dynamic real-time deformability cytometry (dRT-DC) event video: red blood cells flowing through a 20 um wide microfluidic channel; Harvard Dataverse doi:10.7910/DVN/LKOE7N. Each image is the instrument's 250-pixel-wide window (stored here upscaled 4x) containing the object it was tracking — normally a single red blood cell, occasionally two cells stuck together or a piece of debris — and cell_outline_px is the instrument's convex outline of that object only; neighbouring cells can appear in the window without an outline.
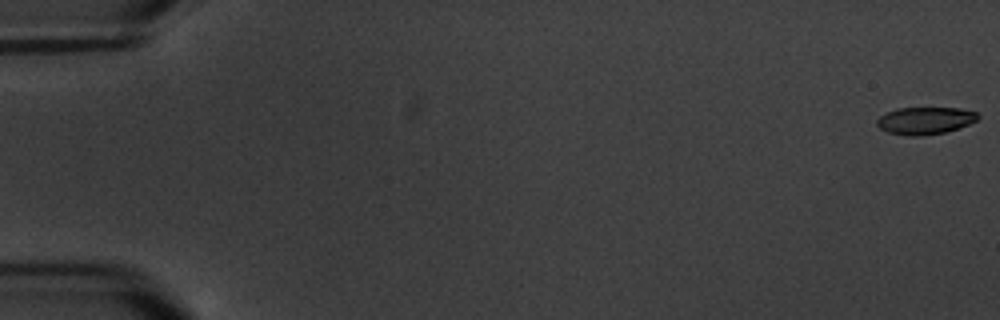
{"species": "common noctule bat (a hibernating species)", "species_latin": "Nyctalus noctula", "temperature_condition": "warm", "stored_images_in_passage": 5, "camera_frame_rate_fps": 3000, "um_per_image_px": 0.085, "animal": {"sex": "male", "body_mass_g": 20.1, "forearm_length_mm": 53.5}, "frame": {"image": 1, "passage_image": 1, "time_ms": 0.0, "image_size_px": [1000, 320], "cell_outline_px": [[980, 116], [976, 120], [968, 124], [944, 132], [920, 136], [908, 136], [888, 132], [880, 128], [876, 124], [876, 120], [880, 116], [896, 108], [960, 108], [976, 112]], "centroid_in_image_um": [78.61, 10.24], "position_along_channel_um": 6.4, "area_um2": 15.9}}